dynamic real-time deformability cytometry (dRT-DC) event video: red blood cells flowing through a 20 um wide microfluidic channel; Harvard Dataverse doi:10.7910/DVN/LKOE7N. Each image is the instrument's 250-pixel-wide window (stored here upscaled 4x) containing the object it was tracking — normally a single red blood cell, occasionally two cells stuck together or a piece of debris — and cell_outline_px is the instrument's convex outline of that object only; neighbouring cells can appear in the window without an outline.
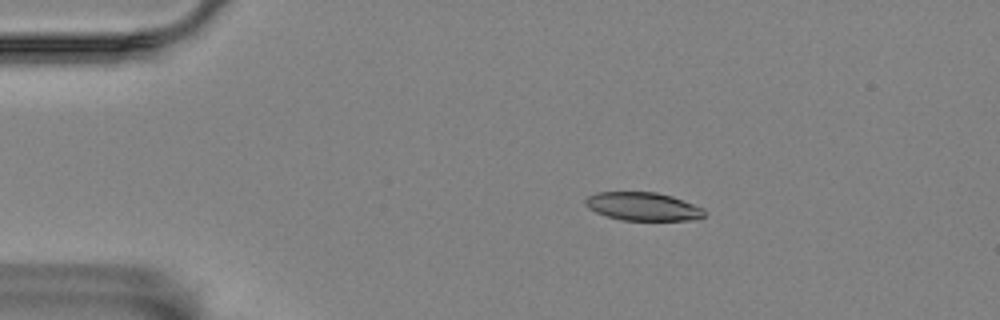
{"species": "Egyptian fruit bat (a non-hibernating species)", "species_latin": "Rousettus aegyptiacus", "temperature_condition": "room temperature", "stored_images_in_passage": 7, "camera_frame_rate_fps": 3000, "um_per_image_px": 0.085, "animal": {"sex": "female"}, "frame": {"image": 1, "passage_image": 4, "time_ms": 3.333, "image_size_px": [1000, 320], "cell_outline_px": [[704, 216], [696, 220], [620, 220], [596, 212], [588, 208], [584, 204], [584, 200], [588, 196], [596, 192], [656, 192], [672, 196], [704, 208]], "centroid_in_image_um": [54.64, 17.55], "position_along_channel_um": 30.4, "area_um2": 19.65}}
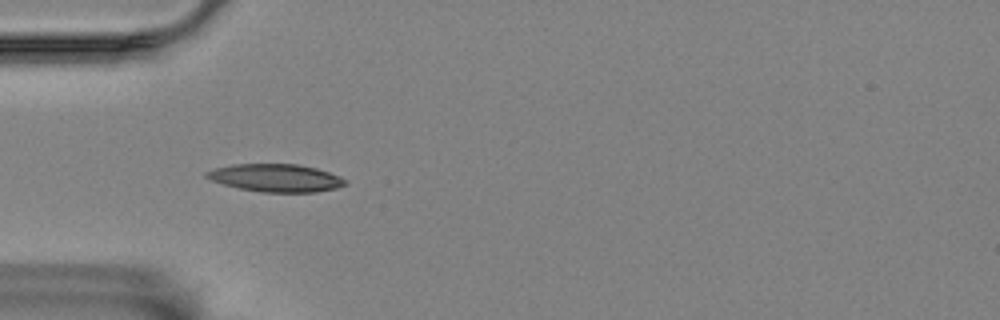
{"frame": {"image": 2, "passage_image": 6, "time_ms": 5.667, "image_size_px": [1000, 320], "cell_outline_px": [[348, 184], [336, 188], [316, 192], [260, 192], [240, 188], [224, 184], [212, 180], [204, 176], [204, 172], [212, 168], [232, 164], [296, 164], [316, 168], [328, 172], [344, 180]], "centroid_in_image_um": [23.39, 15.12], "position_along_channel_um": 61.6, "area_um2": 22.31}}
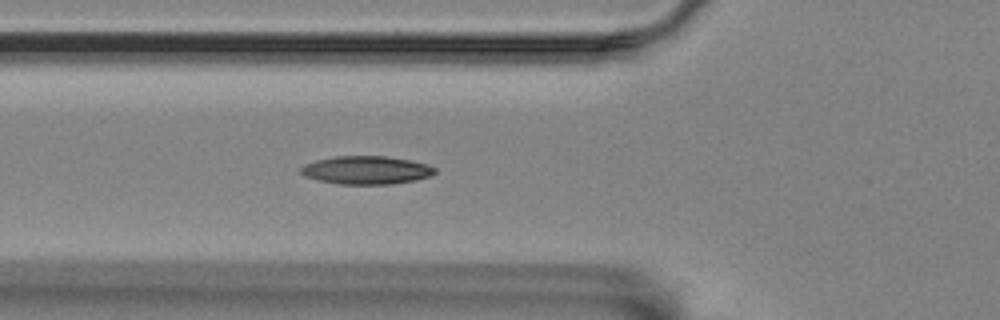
{"frame": {"image": 3, "passage_image": 7, "time_ms": 6.667, "image_size_px": [1000, 320], "cell_outline_px": [[436, 172], [432, 176], [416, 180], [392, 184], [336, 184], [304, 176], [300, 172], [300, 168], [304, 164], [316, 160], [336, 156], [384, 156], [408, 160], [428, 164], [436, 168]], "centroid_in_image_um": [31.15, 14.46], "position_along_channel_um": 94.7, "area_um2": 22.08}}